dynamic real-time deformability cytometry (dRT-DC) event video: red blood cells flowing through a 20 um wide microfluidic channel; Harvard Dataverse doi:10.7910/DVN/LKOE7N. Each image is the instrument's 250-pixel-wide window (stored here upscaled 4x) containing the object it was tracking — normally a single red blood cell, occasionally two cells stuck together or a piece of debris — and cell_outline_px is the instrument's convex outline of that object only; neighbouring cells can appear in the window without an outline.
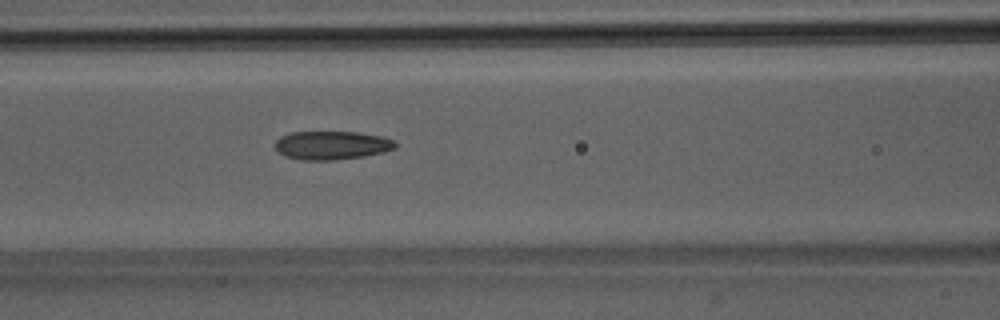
{"species": "Egyptian fruit bat (a non-hibernating species)", "species_latin": "Rousettus aegyptiacus", "temperature_condition": "room temperature", "stored_images_in_passage": 51, "camera_frame_rate_fps": 3000, "um_per_image_px": 0.085, "animal": {"sex": "male"}, "frame": {"image": 1, "passage_image": 22, "time_ms": 7.0, "image_size_px": [1000, 320], "cell_outline_px": [[396, 148], [384, 152], [364, 156], [336, 160], [304, 160], [284, 156], [276, 148], [276, 140], [280, 136], [292, 132], [356, 132], [384, 136], [392, 140], [396, 144]], "centroid_in_image_um": [28.22, 12.35], "position_along_channel_um": 138.4, "area_um2": 20.0}}
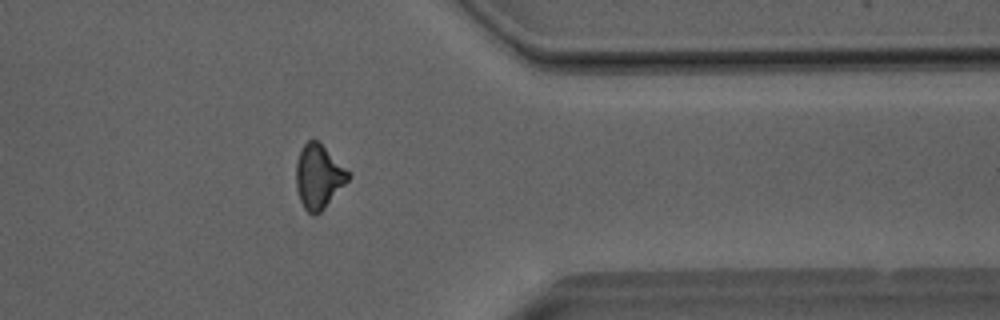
{"frame": {"image": 2, "passage_image": 41, "time_ms": 13.333, "image_size_px": [1000, 320], "cell_outline_px": [[352, 176], [324, 208], [316, 216], [312, 216], [304, 208], [300, 200], [296, 188], [296, 160], [304, 144], [308, 140], [316, 140]], "centroid_in_image_um": [27.05, 15.06], "position_along_channel_um": 384.4, "area_um2": 19.02}}
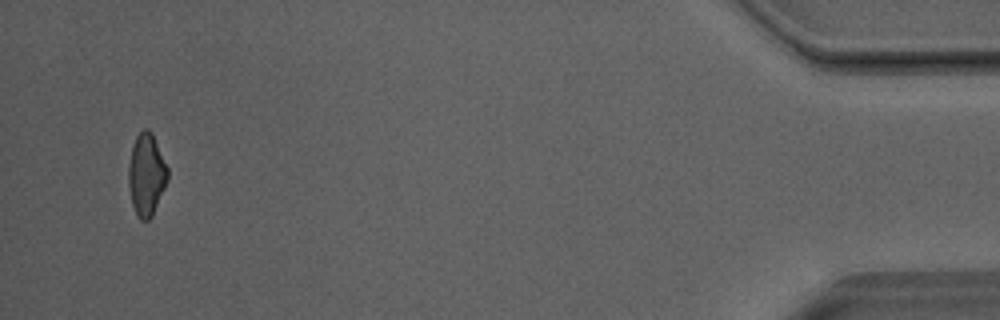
{"frame": {"image": 3, "passage_image": 49, "time_ms": 16.0, "image_size_px": [1000, 320], "cell_outline_px": [[168, 180], [152, 216], [148, 220], [140, 220], [136, 216], [132, 204], [128, 188], [128, 168], [132, 144], [136, 136], [144, 128], [148, 128], [152, 132], [168, 168]], "centroid_in_image_um": [12.43, 14.84], "position_along_channel_um": 422.8, "area_um2": 18.96}, "authors_computed_cell_mechanics": {"area_um2": 19.941, "velocity_mm_per_s": 4.0685, "shape_relaxation_time_tau1_ms": 10.6638, "shape_relaxation_time_tau2_ms": 2.2455, "deformation_change_tau1": 0.2229, "deformation_change_tau2": 0.086}}